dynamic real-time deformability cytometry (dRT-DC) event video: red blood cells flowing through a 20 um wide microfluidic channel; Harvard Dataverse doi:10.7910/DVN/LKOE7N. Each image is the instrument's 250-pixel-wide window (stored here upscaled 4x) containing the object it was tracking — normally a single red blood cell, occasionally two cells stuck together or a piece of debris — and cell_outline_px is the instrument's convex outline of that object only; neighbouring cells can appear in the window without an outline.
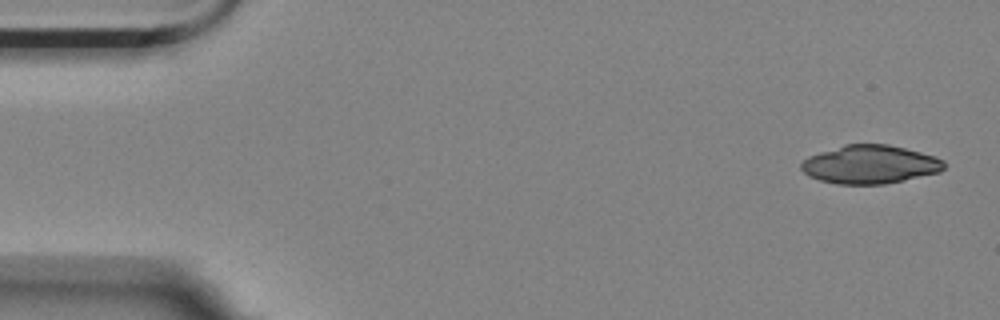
{"species": "Egyptian fruit bat (a non-hibernating species)", "species_latin": "Rousettus aegyptiacus", "temperature_condition": "room temperature", "stored_images_in_passage": 5, "camera_frame_rate_fps": 3000, "um_per_image_px": 0.085, "animal": {"sex": "female"}, "frame": {"image": 1, "passage_image": 1, "time_ms": 0.0, "image_size_px": [1000, 320], "cell_outline_px": [[944, 168], [940, 172], [884, 184], [836, 184], [820, 180], [808, 176], [800, 168], [800, 164], [808, 156], [844, 144], [888, 144], [936, 156], [944, 160]], "centroid_in_image_um": [73.93, 13.97], "position_along_channel_um": 11.1, "area_um2": 31.96}}